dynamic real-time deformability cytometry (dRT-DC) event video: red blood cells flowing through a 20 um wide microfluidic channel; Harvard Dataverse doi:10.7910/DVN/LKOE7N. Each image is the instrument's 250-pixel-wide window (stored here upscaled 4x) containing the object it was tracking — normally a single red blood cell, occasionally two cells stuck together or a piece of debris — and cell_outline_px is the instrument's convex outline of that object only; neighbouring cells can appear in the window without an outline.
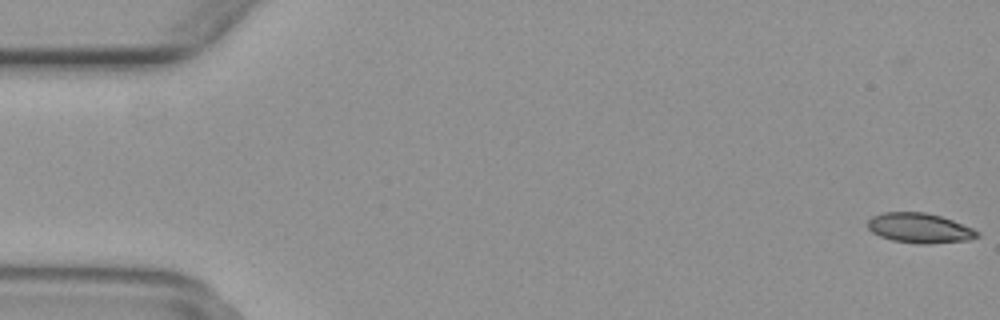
{"species": "common noctule bat (a hibernating species)", "species_latin": "Nyctalus noctula", "temperature_condition": "warm", "stored_images_in_passage": 8, "camera_frame_rate_fps": 3000, "um_per_image_px": 0.085, "animal": {"sex": "female", "body_mass_g": 29.2, "forearm_length_mm": 56.3}, "frame": {"image": 1, "passage_image": 1, "time_ms": 0.0, "image_size_px": [1000, 320], "cell_outline_px": [[980, 236], [968, 240], [928, 244], [916, 244], [892, 240], [880, 236], [872, 232], [868, 228], [868, 220], [872, 216], [884, 212], [924, 212], [940, 216], [952, 220], [972, 228], [980, 232]], "centroid_in_image_um": [78.16, 19.39], "position_along_channel_um": 6.8, "area_um2": 19.07}}